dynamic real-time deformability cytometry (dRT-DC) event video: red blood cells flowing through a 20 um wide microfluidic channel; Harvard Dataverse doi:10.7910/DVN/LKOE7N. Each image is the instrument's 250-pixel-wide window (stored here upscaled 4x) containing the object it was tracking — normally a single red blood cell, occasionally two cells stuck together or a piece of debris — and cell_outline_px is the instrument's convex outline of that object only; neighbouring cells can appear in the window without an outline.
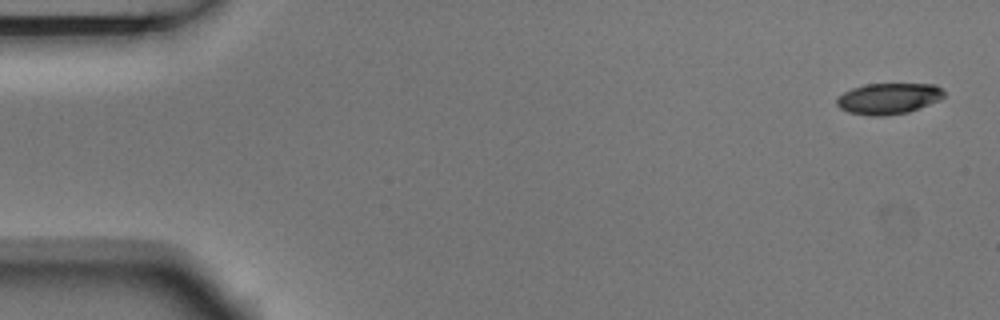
{"species": "Egyptian fruit bat (a non-hibernating species)", "species_latin": "Rousettus aegyptiacus", "temperature_condition": "room temperature", "stored_images_in_passage": 4, "camera_frame_rate_fps": 3000, "um_per_image_px": 0.085, "animal": {"sex": "male"}, "frame": {"image": 1, "passage_image": 1, "time_ms": 0.0, "image_size_px": [1000, 320], "cell_outline_px": [[944, 96], [940, 100], [920, 108], [908, 112], [884, 116], [872, 116], [848, 112], [840, 108], [836, 104], [836, 100], [844, 92], [852, 88], [864, 84], [936, 84], [944, 92]], "centroid_in_image_um": [75.53, 8.38], "position_along_channel_um": 9.5, "area_um2": 19.42}}